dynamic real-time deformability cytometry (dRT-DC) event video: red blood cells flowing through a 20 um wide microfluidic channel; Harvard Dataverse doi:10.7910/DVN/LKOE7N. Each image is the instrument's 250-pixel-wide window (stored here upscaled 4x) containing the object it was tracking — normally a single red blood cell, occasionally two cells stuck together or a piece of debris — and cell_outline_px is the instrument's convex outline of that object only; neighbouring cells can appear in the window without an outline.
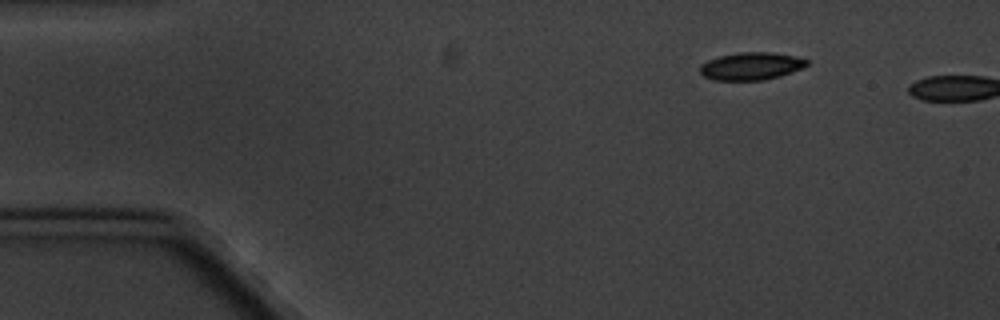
{"species": "common noctule bat (a hibernating species)", "species_latin": "Nyctalus noctula", "temperature_condition": "cold", "stored_images_in_passage": 2, "camera_frame_rate_fps": 3000, "um_per_image_px": 0.085, "animal": {"sex": "male", "body_mass_g": 20.1, "forearm_length_mm": 53.5}, "frame": {"image": 1, "passage_image": 1, "time_ms": 0.0, "image_size_px": [1000, 320], "cell_outline_px": [[808, 64], [792, 72], [780, 76], [764, 80], [712, 80], [704, 76], [700, 72], [700, 64], [708, 60], [720, 56], [740, 52], [772, 52], [796, 56], [808, 60]], "centroid_in_image_um": [63.84, 5.62], "position_along_channel_um": 21.2, "area_um2": 17.17}}